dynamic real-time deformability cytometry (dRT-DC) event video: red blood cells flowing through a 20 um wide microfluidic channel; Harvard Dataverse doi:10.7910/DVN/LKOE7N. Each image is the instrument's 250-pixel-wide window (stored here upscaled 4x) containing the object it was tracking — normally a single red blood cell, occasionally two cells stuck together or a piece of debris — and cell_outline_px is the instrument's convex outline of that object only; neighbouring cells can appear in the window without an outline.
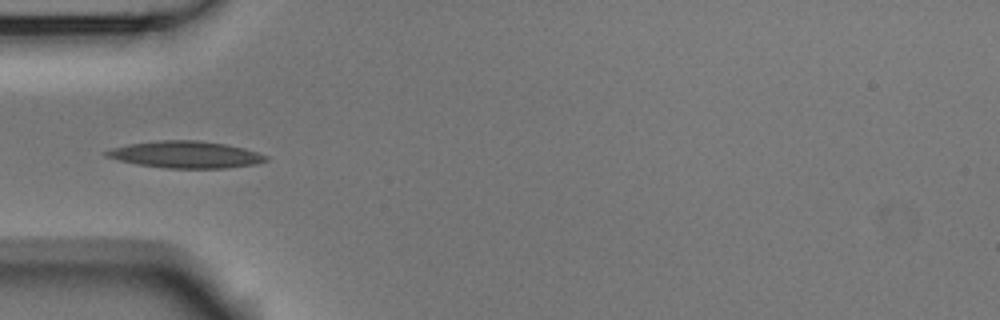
{"species": "Egyptian fruit bat (a non-hibernating species)", "species_latin": "Rousettus aegyptiacus", "temperature_condition": "room temperature", "stored_images_in_passage": 7, "camera_frame_rate_fps": 3000, "um_per_image_px": 0.085, "animal": {"sex": "male"}, "frame": {"image": 1, "passage_image": 5, "time_ms": 1.333, "image_size_px": [1000, 320], "cell_outline_px": [[268, 160], [256, 164], [228, 168], [168, 168], [136, 164], [104, 156], [100, 152], [112, 148], [128, 144], [160, 140], [196, 140], [224, 144], [244, 148], [268, 156]], "centroid_in_image_um": [15.75, 13.14], "position_along_channel_um": 69.3, "area_um2": 24.97}}
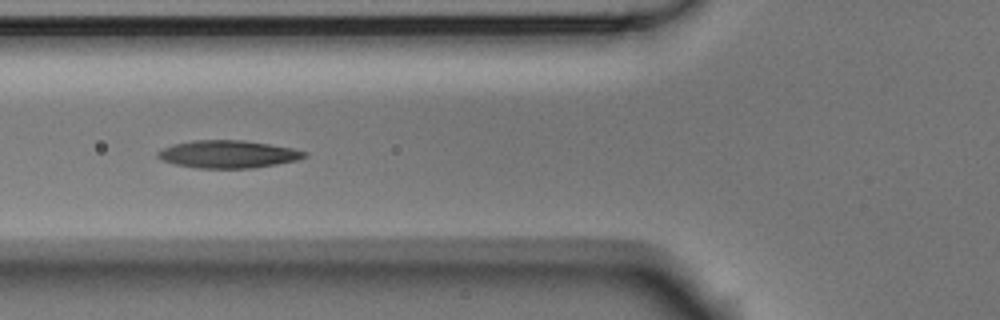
{"frame": {"image": 2, "passage_image": 6, "time_ms": 1.667, "image_size_px": [1000, 320], "cell_outline_px": [[308, 156], [296, 160], [276, 164], [252, 168], [196, 168], [176, 164], [164, 160], [156, 156], [156, 152], [172, 144], [192, 140], [244, 140], [292, 148], [308, 152]], "centroid_in_image_um": [19.38, 13.1], "position_along_channel_um": 106.4, "area_um2": 23.52}}
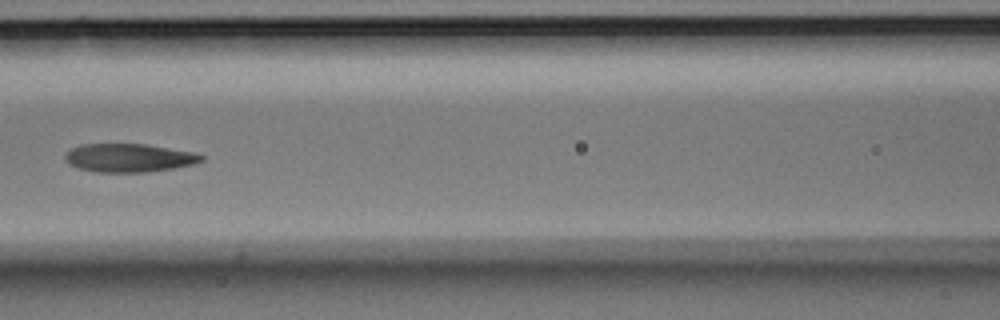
{"frame": {"image": 3, "passage_image": 7, "time_ms": 2.0, "image_size_px": [1000, 320], "cell_outline_px": [[204, 160], [192, 164], [172, 168], [148, 172], [100, 172], [80, 168], [68, 164], [64, 160], [64, 156], [72, 148], [80, 144], [144, 144], [192, 152], [204, 156]], "centroid_in_image_um": [10.93, 13.41], "position_along_channel_um": 155.7, "area_um2": 22.31}}